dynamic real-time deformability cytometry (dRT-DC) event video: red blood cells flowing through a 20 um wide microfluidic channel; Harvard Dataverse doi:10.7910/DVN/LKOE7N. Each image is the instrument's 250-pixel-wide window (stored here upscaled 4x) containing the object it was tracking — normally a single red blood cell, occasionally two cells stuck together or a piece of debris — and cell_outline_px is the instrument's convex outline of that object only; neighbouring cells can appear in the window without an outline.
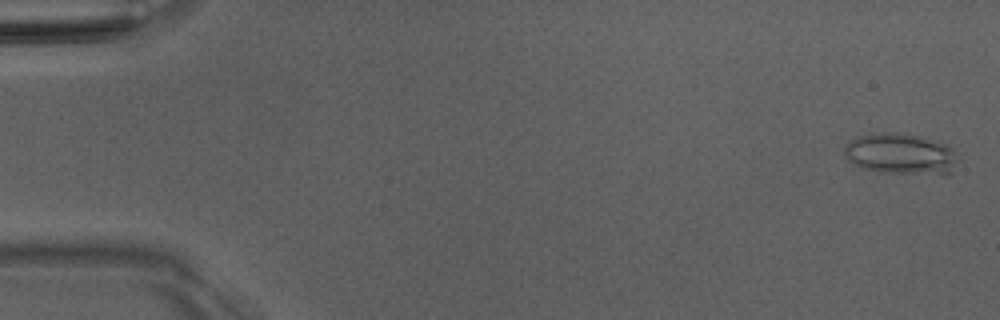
{"species": "Egyptian fruit bat (a non-hibernating species)", "species_latin": "Rousettus aegyptiacus", "temperature_condition": "room temperature", "stored_images_in_passage": 10, "camera_frame_rate_fps": 3000, "um_per_image_px": 0.085, "animal": {"sex": "male"}, "frame": {"image": 1, "passage_image": 1, "time_ms": 0.0, "image_size_px": [1000, 320], "cell_outline_px": [[952, 172], [948, 176], [944, 176], [880, 172], [864, 168], [852, 164], [844, 156], [844, 148], [848, 140], [860, 136], [892, 132], [904, 132], [936, 140], [948, 144], [952, 148]], "centroid_in_image_um": [76.53, 13.1], "position_along_channel_um": 8.5, "area_um2": 27.34}}